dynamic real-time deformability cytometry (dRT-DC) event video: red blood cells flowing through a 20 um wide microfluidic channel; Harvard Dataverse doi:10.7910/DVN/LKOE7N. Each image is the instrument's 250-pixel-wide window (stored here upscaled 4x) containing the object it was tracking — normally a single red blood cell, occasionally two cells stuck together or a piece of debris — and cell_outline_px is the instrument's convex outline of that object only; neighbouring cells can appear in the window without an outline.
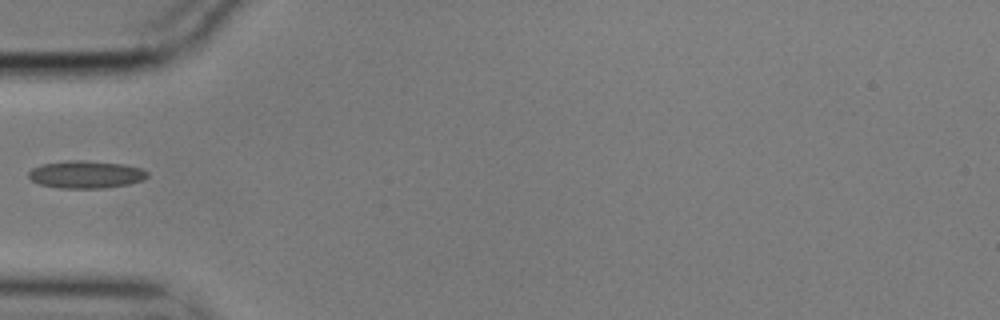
{"species": "common noctule bat (a hibernating species)", "species_latin": "Nyctalus noctula", "temperature_condition": "cold", "stored_images_in_passage": 4, "camera_frame_rate_fps": 3000, "um_per_image_px": 0.085, "animal": {"sex": "male", "body_mass_g": 17.9}, "frame": {"image": 1, "passage_image": 1, "time_ms": 0.0, "image_size_px": [1000, 320], "cell_outline_px": [[148, 176], [144, 180], [128, 184], [104, 188], [60, 188], [40, 184], [32, 180], [28, 176], [28, 172], [32, 168], [40, 164], [68, 160], [84, 160], [124, 164], [140, 168], [148, 172]], "centroid_in_image_um": [7.3, 14.82], "position_along_channel_um": 77.7, "area_um2": 19.13}}